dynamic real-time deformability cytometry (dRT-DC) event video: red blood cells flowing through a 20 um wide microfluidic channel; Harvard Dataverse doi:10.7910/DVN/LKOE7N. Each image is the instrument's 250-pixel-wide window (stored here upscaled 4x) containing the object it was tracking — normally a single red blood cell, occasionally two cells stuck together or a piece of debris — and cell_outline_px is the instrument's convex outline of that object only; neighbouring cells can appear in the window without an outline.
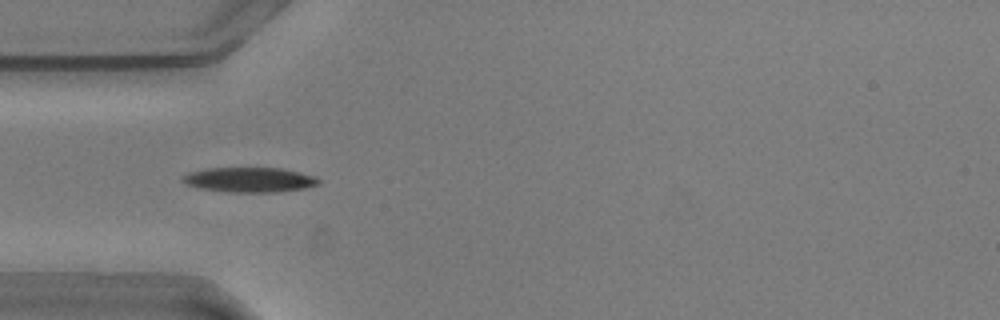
{"species": "common noctule bat (a hibernating species)", "species_latin": "Nyctalus noctula", "temperature_condition": "warm", "stored_images_in_passage": 56, "camera_frame_rate_fps": 3000, "um_per_image_px": 0.085, "animal": {"sex": "male", "body_mass_g": 20.5, "forearm_length_mm": 52.5}, "frame": {"image": 1, "passage_image": 17, "time_ms": 5.333, "image_size_px": [1000, 320], "cell_outline_px": [[320, 184], [304, 188], [276, 192], [232, 192], [200, 188], [184, 184], [180, 180], [180, 176], [188, 172], [204, 168], [280, 168], [300, 172], [316, 176], [320, 180]], "centroid_in_image_um": [21.17, 15.27], "position_along_channel_um": 63.8, "area_um2": 19.88}}
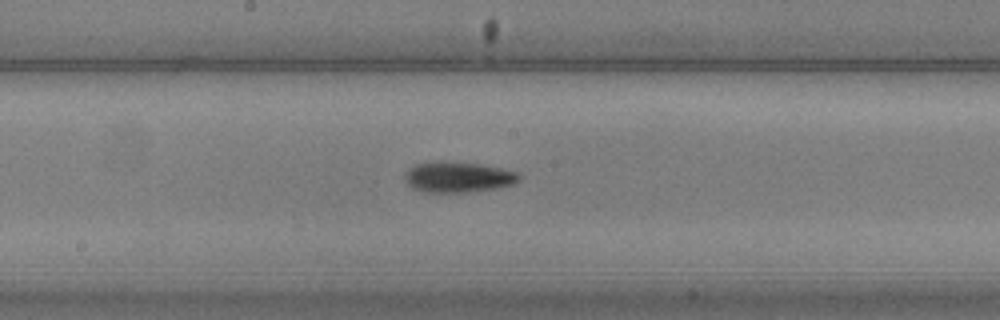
{"frame": {"image": 2, "passage_image": 29, "time_ms": 9.333, "image_size_px": [1000, 320], "cell_outline_px": [[520, 180], [516, 184], [500, 188], [468, 192], [420, 192], [412, 188], [404, 180], [404, 172], [408, 168], [416, 164], [428, 160], [440, 160], [476, 164], [500, 168], [516, 172], [520, 176]], "centroid_in_image_um": [38.88, 15.05], "position_along_channel_um": 209.3, "area_um2": 20.87}}
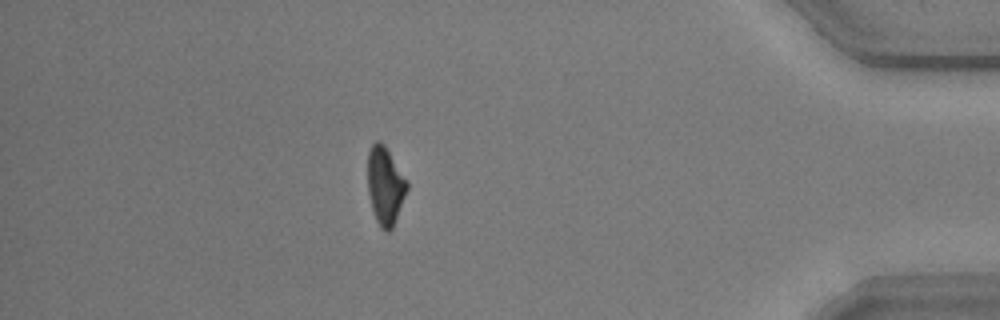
{"frame": {"image": 3, "passage_image": 49, "time_ms": 16.0, "image_size_px": [1000, 320], "cell_outline_px": [[408, 188], [392, 228], [388, 232], [384, 232], [380, 228], [376, 220], [372, 208], [368, 192], [368, 152], [372, 144], [376, 140], [380, 140], [384, 144], [408, 180]], "centroid_in_image_um": [32.74, 15.77], "position_along_channel_um": 402.5, "area_um2": 17.86}, "authors_computed_cell_mechanics": {"area_um2": 18.7561, "velocity_mm_per_s": 3.6174, "shape_relaxation_time_tau1_ms": 3.2144, "shape_relaxation_time_tau2_ms": null, "deformation_change_tau1": 0.1405, "deformation_change_tau2": null}}